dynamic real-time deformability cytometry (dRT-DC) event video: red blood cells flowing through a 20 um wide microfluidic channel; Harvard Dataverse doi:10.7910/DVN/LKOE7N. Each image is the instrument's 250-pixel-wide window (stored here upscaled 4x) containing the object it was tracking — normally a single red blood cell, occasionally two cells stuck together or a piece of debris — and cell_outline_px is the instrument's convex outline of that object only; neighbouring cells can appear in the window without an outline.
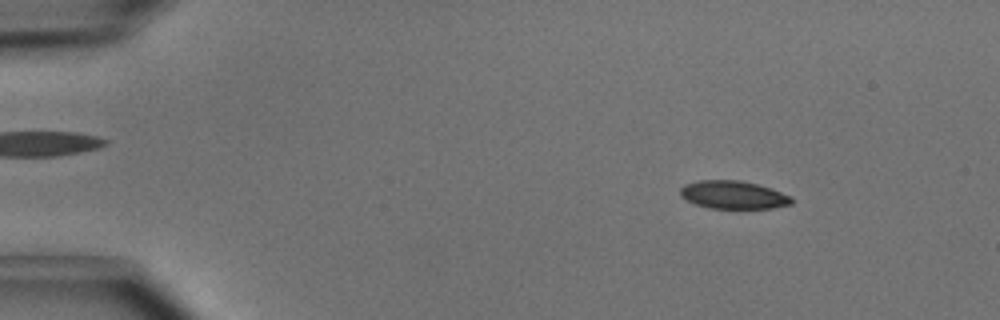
{"species": "common noctule bat (a hibernating species)", "species_latin": "Nyctalus noctula", "temperature_condition": "cold", "stored_images_in_passage": 49, "camera_frame_rate_fps": 3000, "um_per_image_px": 0.085, "animal": {"sex": "male", "body_mass_g": 15.6}, "frame": {"image": 1, "passage_image": 6, "time_ms": 1.667, "image_size_px": [1000, 320], "cell_outline_px": [[792, 204], [772, 208], [708, 208], [696, 204], [680, 196], [680, 188], [684, 184], [700, 180], [740, 180], [756, 184], [792, 196]], "centroid_in_image_um": [62.31, 16.56], "position_along_channel_um": 22.7, "area_um2": 18.03}}
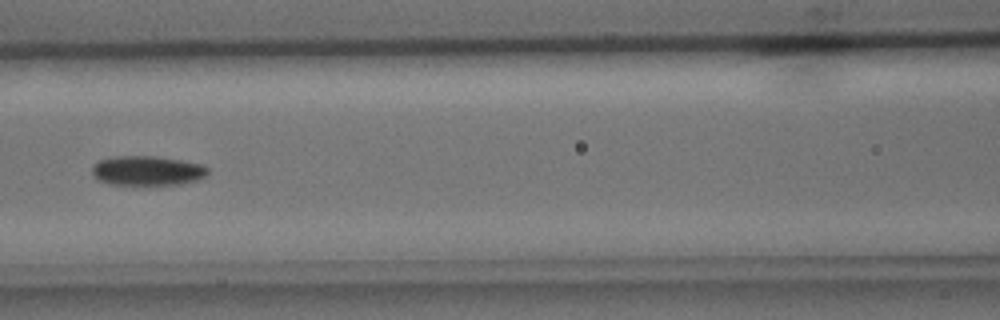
{"frame": {"image": 2, "passage_image": 22, "time_ms": 7.0, "image_size_px": [1000, 320], "cell_outline_px": [[208, 172], [204, 176], [196, 180], [180, 184], [108, 184], [96, 180], [92, 172], [92, 164], [100, 160], [112, 156], [156, 156], [180, 160], [200, 164], [208, 168]], "centroid_in_image_um": [12.45, 14.5], "position_along_channel_um": 154.1, "area_um2": 19.88}}
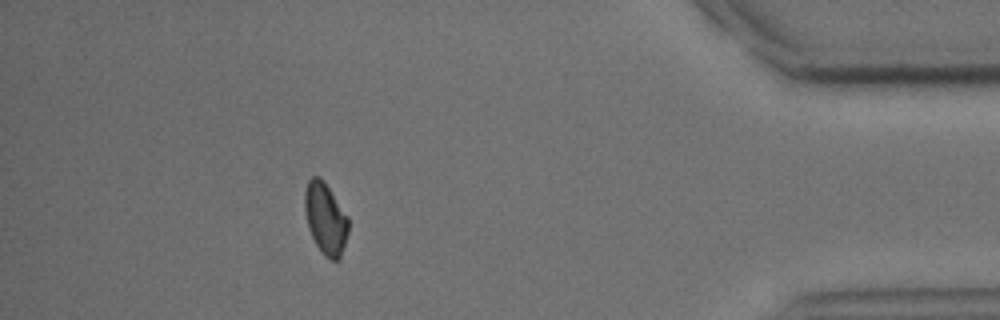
{"frame": {"image": 3, "passage_image": 44, "time_ms": 14.333, "image_size_px": [1000, 320], "cell_outline_px": [[348, 232], [340, 260], [332, 260], [324, 256], [316, 244], [308, 228], [304, 208], [304, 192], [308, 180], [312, 176], [320, 176], [324, 180], [348, 216]], "centroid_in_image_um": [27.66, 18.56], "position_along_channel_um": 407.5, "area_um2": 18.38}, "authors_computed_cell_mechanics": {"area_um2": 19.074, "velocity_mm_per_s": 4.0572, "shape_relaxation_time_tau1_ms": 2.6582, "shape_relaxation_time_tau2_ms": null, "deformation_change_tau1": 0.0718, "deformation_change_tau2": null}}